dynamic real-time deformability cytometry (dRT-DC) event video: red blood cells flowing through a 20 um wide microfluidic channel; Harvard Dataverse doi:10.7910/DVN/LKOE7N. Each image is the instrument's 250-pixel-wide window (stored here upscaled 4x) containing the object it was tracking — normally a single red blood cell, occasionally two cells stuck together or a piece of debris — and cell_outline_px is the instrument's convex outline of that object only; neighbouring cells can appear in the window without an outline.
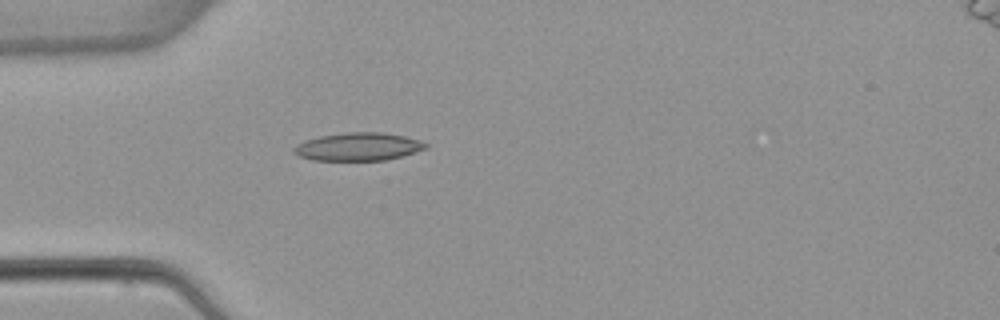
{"species": "common noctule bat (a hibernating species)", "species_latin": "Nyctalus noctula", "temperature_condition": "warm", "stored_images_in_passage": 3, "camera_frame_rate_fps": 3000, "um_per_image_px": 0.085, "animal": {"sex": "female", "body_mass_g": 22.7, "forearm_length_mm": 54.2}, "frame": {"image": 1, "passage_image": 3, "time_ms": 3.0, "image_size_px": [1000, 320], "cell_outline_px": [[428, 148], [400, 156], [384, 160], [312, 160], [300, 156], [292, 152], [292, 148], [296, 144], [304, 140], [320, 136], [344, 132], [380, 132], [404, 136], [420, 140], [428, 144]], "centroid_in_image_um": [30.41, 12.46], "position_along_channel_um": 54.6, "area_um2": 21.5}}